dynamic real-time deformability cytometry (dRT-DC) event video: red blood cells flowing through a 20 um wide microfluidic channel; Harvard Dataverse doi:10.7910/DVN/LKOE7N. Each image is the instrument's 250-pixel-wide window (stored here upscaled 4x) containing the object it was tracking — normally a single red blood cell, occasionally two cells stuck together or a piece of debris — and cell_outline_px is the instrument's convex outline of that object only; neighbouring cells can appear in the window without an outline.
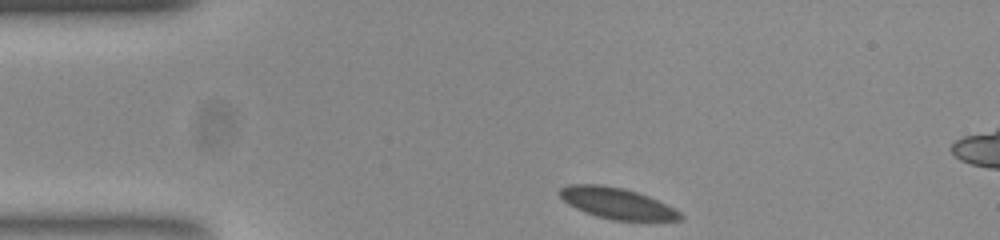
{"species": "common noctule bat (a hibernating species)", "species_latin": "Nyctalus noctula", "temperature_condition": "room temperature", "stored_images_in_passage": 36, "camera_frame_rate_fps": 3000, "um_per_image_px": 0.085, "animal": {"sex": "female", "body_mass_g": 23.0, "forearm_length_mm": 53.4}, "frame": {"image": 1, "passage_image": 1, "time_ms": 0.0, "image_size_px": [1000, 240], "cell_outline_px": [[684, 216], [680, 220], [612, 220], [596, 216], [584, 212], [568, 204], [560, 196], [560, 188], [572, 184], [600, 184], [620, 188], [636, 192], [648, 196], [680, 212]], "centroid_in_image_um": [52.41, 17.28], "position_along_channel_um": 32.6, "area_um2": 21.39}}
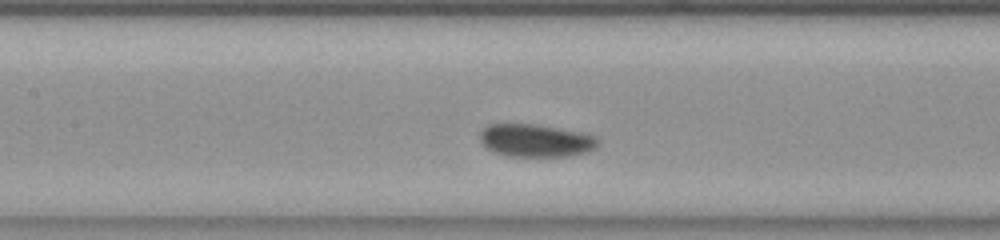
{"frame": {"image": 2, "passage_image": 15, "time_ms": 4.667, "image_size_px": [1000, 240], "cell_outline_px": [[600, 144], [596, 148], [584, 152], [568, 156], [508, 156], [496, 152], [488, 148], [480, 140], [480, 132], [488, 124], [536, 124], [580, 132], [596, 136], [600, 140]], "centroid_in_image_um": [45.57, 11.94], "position_along_channel_um": 161.8, "area_um2": 22.43}}
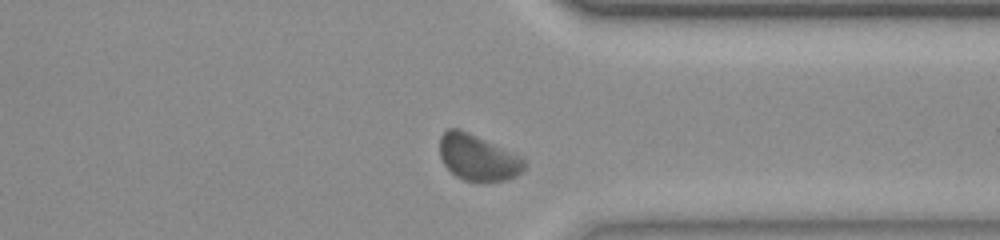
{"frame": {"image": 3, "passage_image": 32, "time_ms": 10.333, "image_size_px": [1000, 240], "cell_outline_px": [[524, 168], [516, 176], [504, 180], [484, 184], [480, 184], [464, 180], [456, 176], [444, 164], [440, 156], [440, 136], [448, 128], [460, 128], [520, 156], [524, 160]], "centroid_in_image_um": [40.59, 13.42], "position_along_channel_um": 370.8, "area_um2": 22.83}}